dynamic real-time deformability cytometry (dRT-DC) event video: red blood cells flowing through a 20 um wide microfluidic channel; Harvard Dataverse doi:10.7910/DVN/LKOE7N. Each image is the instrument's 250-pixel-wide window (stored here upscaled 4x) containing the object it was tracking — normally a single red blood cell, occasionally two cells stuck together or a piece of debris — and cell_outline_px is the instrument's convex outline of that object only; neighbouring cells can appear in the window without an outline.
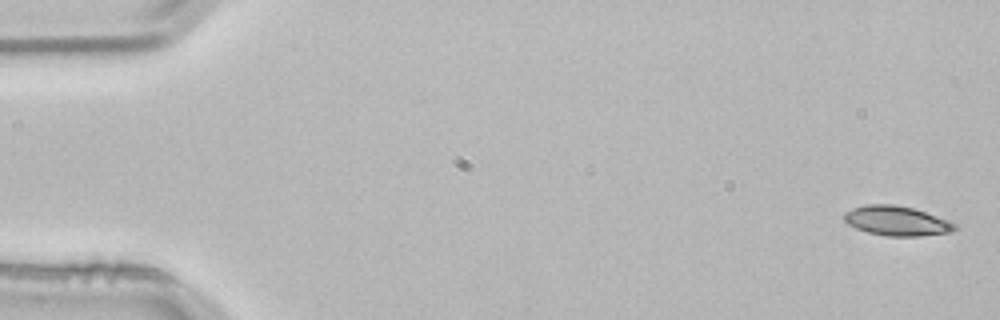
{"species": "common noctule bat (a hibernating species)", "species_latin": "Nyctalus noctula", "temperature_condition": "room temperature", "stored_images_in_passage": 4, "segment_of_instrument_passage": [1, 2], "camera_frame_rate_fps": 3000, "um_per_image_px": 0.085, "animal": {"sex": "male", "body_mass_g": 21.5, "forearm_length_mm": 52.0}, "frame": {"image": 1, "passage_image": 1, "time_ms": 0.0, "image_size_px": [1000, 320], "cell_outline_px": [[960, 228], [952, 232], [920, 236], [884, 236], [868, 232], [856, 228], [848, 224], [844, 220], [844, 212], [852, 208], [864, 204], [892, 204], [912, 208], [948, 220], [956, 224]], "centroid_in_image_um": [76.22, 18.78], "position_along_channel_um": 8.8, "area_um2": 19.19}}